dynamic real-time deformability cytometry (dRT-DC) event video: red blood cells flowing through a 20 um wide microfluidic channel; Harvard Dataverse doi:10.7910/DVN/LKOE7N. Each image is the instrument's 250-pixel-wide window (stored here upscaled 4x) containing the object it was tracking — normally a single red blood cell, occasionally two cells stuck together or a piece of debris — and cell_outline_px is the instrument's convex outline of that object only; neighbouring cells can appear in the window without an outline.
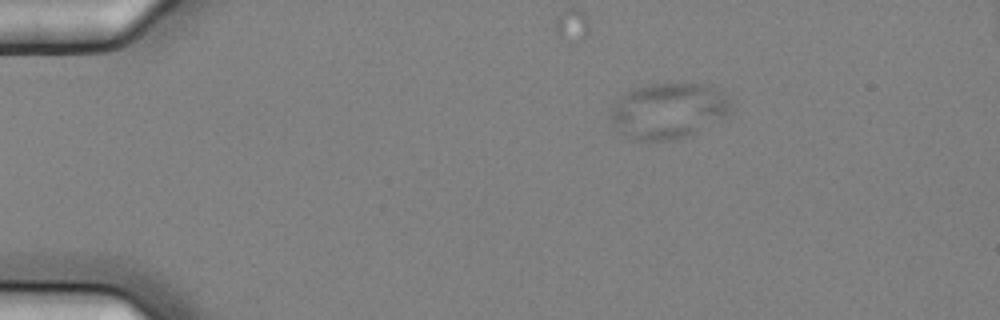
{"species": "common noctule bat (a hibernating species)", "species_latin": "Nyctalus noctula", "temperature_condition": "cold", "stored_images_in_passage": 14, "camera_frame_rate_fps": 3000, "um_per_image_px": 0.085, "animal": {"sex": "female", "body_mass_g": 25.1}, "frame": {"image": 1, "passage_image": 3, "time_ms": 0.667, "image_size_px": [1000, 320], "cell_outline_px": [[732, 112], [728, 116], [696, 132], [684, 136], [668, 140], [636, 140], [616, 124], [612, 120], [612, 108], [616, 100], [632, 88], [652, 84], [704, 84], [716, 88], [728, 96]], "centroid_in_image_um": [56.9, 9.38], "position_along_channel_um": 28.1, "area_um2": 38.21}}
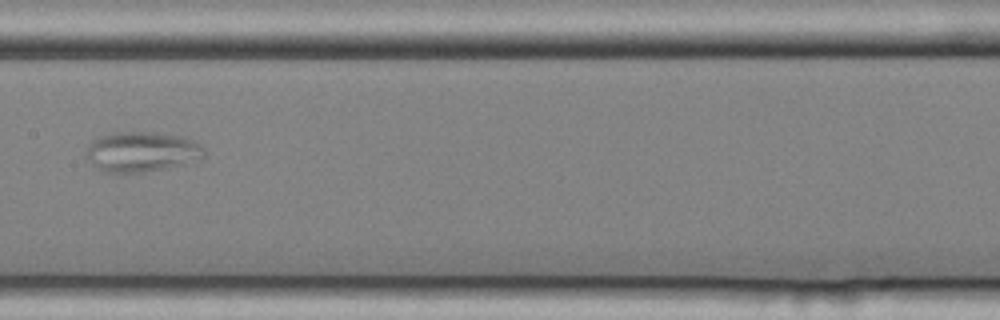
{"frame": {"image": 2, "passage_image": 8, "time_ms": 2.333, "image_size_px": [1000, 320], "cell_outline_px": [[204, 156], [184, 164], [168, 168], [144, 172], [104, 172], [92, 164], [88, 156], [88, 148], [92, 140], [100, 136], [112, 132], [156, 132], [180, 136], [192, 140], [200, 144], [204, 148]], "centroid_in_image_um": [12.06, 12.89], "position_along_channel_um": 195.3, "area_um2": 27.34}}
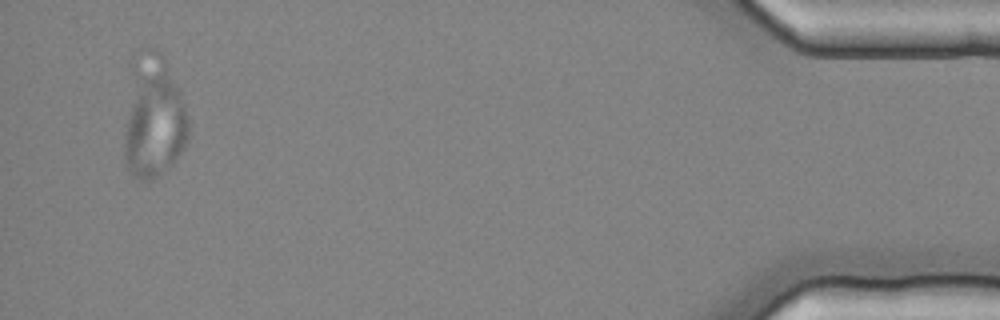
{"frame": {"image": 3, "passage_image": 14, "time_ms": 4.333, "image_size_px": [1000, 320], "cell_outline_px": [[188, 136], [184, 148], [172, 164], [152, 180], [140, 180], [132, 176], [124, 160], [124, 132], [128, 64], [132, 60], [156, 52], [160, 52], [164, 56], [180, 92], [184, 104], [188, 120]], "centroid_in_image_um": [13.0, 10.01], "position_along_channel_um": 422.2, "area_um2": 46.07}}